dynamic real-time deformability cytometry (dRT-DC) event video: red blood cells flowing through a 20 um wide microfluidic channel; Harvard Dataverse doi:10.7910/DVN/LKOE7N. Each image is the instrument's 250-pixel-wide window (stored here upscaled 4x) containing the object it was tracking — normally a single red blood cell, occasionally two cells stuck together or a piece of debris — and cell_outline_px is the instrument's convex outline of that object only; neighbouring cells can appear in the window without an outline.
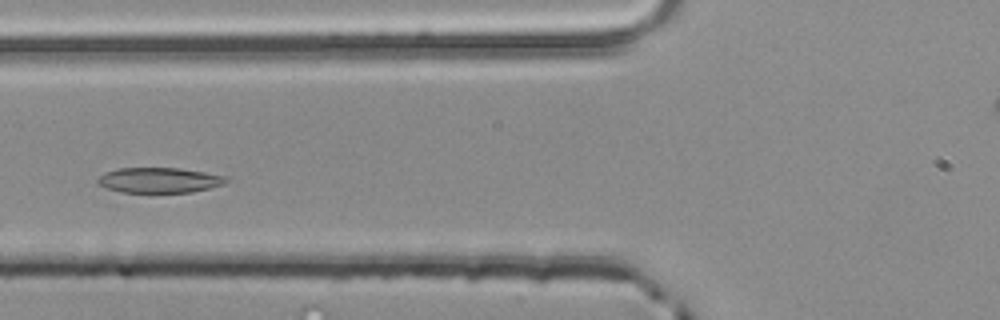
{"species": "common noctule bat (a hibernating species)", "species_latin": "Nyctalus noctula", "temperature_condition": "room temperature", "stored_images_in_passage": 48, "camera_frame_rate_fps": 3000, "um_per_image_px": 0.085, "animal": {"sex": "male", "body_mass_g": 20.4}, "frame": {"image": 1, "passage_image": 15, "time_ms": 4.667, "image_size_px": [1000, 320], "cell_outline_px": [[228, 180], [224, 184], [192, 192], [120, 192], [96, 184], [96, 180], [104, 172], [116, 168], [180, 168], [228, 176]], "centroid_in_image_um": [13.52, 15.31], "position_along_channel_um": 112.3, "area_um2": 18.96}}
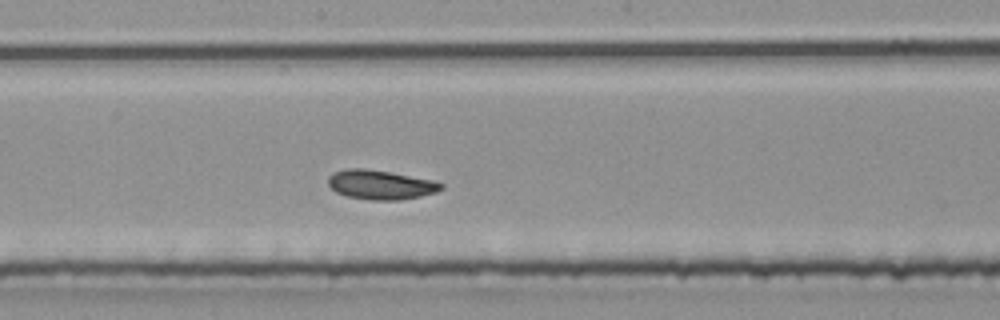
{"frame": {"image": 2, "passage_image": 23, "time_ms": 7.333, "image_size_px": [1000, 320], "cell_outline_px": [[444, 188], [436, 192], [420, 196], [400, 200], [372, 200], [348, 196], [336, 192], [328, 184], [328, 176], [332, 172], [348, 168], [364, 168], [388, 172], [432, 180], [444, 184]], "centroid_in_image_um": [32.33, 15.7], "position_along_channel_um": 215.9, "area_um2": 19.19}}
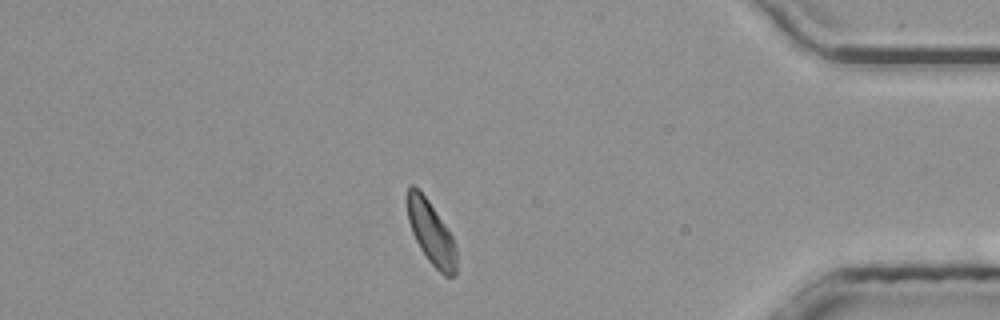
{"frame": {"image": 3, "passage_image": 40, "time_ms": 13.0, "image_size_px": [1000, 320], "cell_outline_px": [[456, 276], [444, 276], [428, 260], [420, 248], [412, 232], [408, 220], [408, 188], [412, 184], [428, 200], [452, 236], [456, 248]], "centroid_in_image_um": [36.66, 19.84], "position_along_channel_um": 398.5, "area_um2": 17.63}, "authors_computed_cell_mechanics": {"area_um2": 18.9873, "velocity_mm_per_s": 3.8937, "shape_relaxation_time_tau1_ms": 4.3471, "shape_relaxation_time_tau2_ms": 4.1909, "deformation_change_tau1": 0.1109, "deformation_change_tau2": 0.0768}}